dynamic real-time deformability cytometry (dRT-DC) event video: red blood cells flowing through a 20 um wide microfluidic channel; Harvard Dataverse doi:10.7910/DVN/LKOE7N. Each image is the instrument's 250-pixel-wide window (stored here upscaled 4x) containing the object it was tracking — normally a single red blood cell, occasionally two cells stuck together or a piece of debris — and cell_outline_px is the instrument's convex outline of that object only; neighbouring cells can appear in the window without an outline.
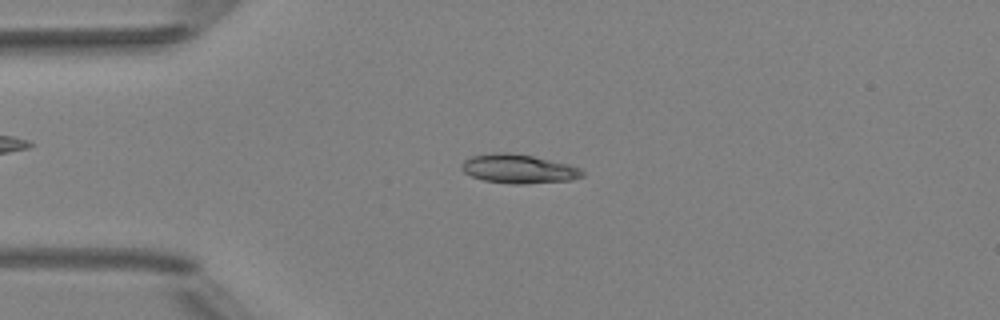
{"species": "Egyptian fruit bat (a non-hibernating species)", "species_latin": "Rousettus aegyptiacus", "temperature_condition": "room temperature", "stored_images_in_passage": 4, "camera_frame_rate_fps": 3000, "um_per_image_px": 0.085, "animal": {"sex": "female"}, "frame": {"image": 1, "passage_image": 2, "time_ms": 2.0, "image_size_px": [1000, 320], "cell_outline_px": [[584, 176], [572, 180], [528, 184], [512, 184], [484, 180], [472, 176], [464, 172], [464, 160], [472, 156], [496, 152], [508, 152], [532, 156], [568, 164], [580, 168], [584, 172]], "centroid_in_image_um": [44.13, 14.36], "position_along_channel_um": 40.9, "area_um2": 20.23}}
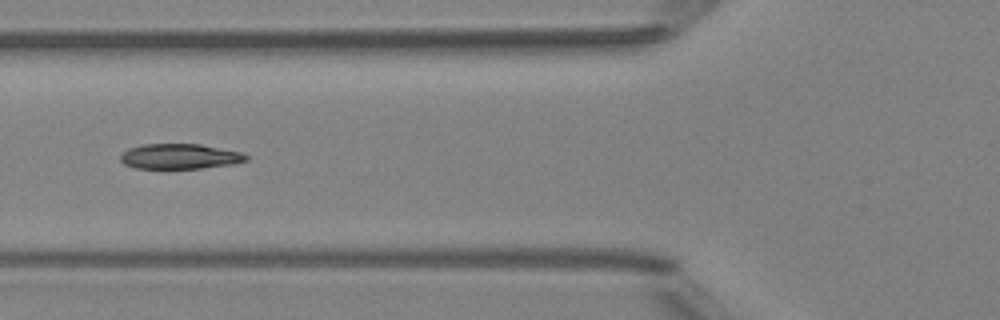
{"frame": {"image": 2, "passage_image": 4, "time_ms": 4.333, "image_size_px": [1000, 320], "cell_outline_px": [[248, 160], [232, 164], [200, 168], [136, 168], [124, 164], [120, 160], [120, 156], [128, 148], [144, 144], [200, 144], [244, 152], [248, 156]], "centroid_in_image_um": [15.31, 13.28], "position_along_channel_um": 110.5, "area_um2": 18.44}}